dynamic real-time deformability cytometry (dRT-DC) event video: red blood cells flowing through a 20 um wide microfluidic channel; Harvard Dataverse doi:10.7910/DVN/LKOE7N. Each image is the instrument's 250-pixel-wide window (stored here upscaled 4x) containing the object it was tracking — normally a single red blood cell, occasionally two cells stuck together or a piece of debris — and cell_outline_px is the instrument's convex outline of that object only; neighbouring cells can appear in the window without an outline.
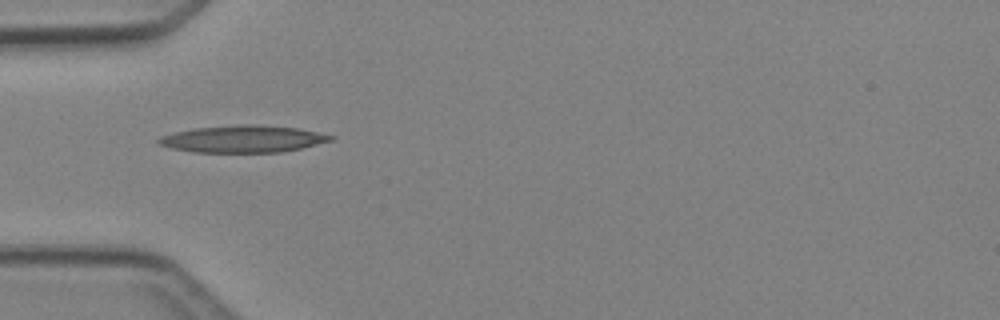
{"species": "Egyptian fruit bat (a non-hibernating species)", "species_latin": "Rousettus aegyptiacus", "temperature_condition": "cold", "stored_images_in_passage": 1, "camera_frame_rate_fps": 3000, "um_per_image_px": 0.085, "animal": {"sex": "female"}, "frame": {"image": 1, "passage_image": 1, "time_ms": 0.0, "image_size_px": [1000, 320], "cell_outline_px": [[336, 136], [332, 140], [300, 148], [280, 152], [192, 152], [172, 148], [160, 144], [156, 140], [160, 136], [176, 132], [196, 128], [240, 124], [256, 124], [300, 128]], "centroid_in_image_um": [20.67, 11.8], "position_along_channel_um": 64.3, "area_um2": 26.99}}